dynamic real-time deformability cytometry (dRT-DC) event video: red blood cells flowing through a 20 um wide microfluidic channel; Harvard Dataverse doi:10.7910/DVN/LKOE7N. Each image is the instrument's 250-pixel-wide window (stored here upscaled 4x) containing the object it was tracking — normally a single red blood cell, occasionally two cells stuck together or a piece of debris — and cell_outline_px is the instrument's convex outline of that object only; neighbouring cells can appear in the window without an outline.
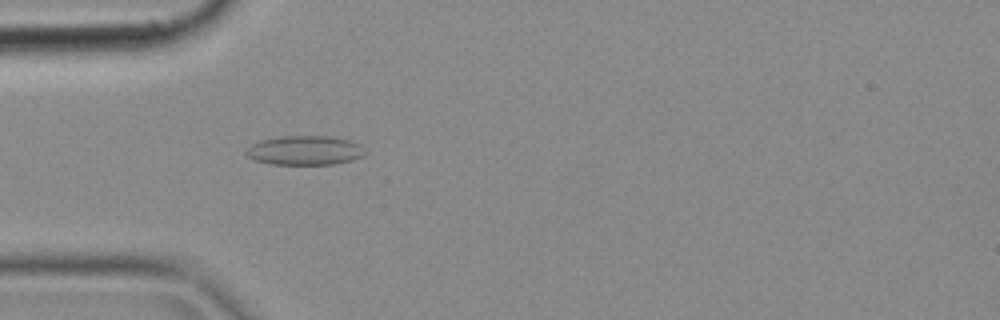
{"species": "common noctule bat (a hibernating species)", "species_latin": "Nyctalus noctula", "temperature_condition": "cold", "stored_images_in_passage": 49, "camera_frame_rate_fps": 3000, "um_per_image_px": 0.085, "animal": {"sex": "female", "body_mass_g": 18.4}, "frame": {"image": 1, "passage_image": 14, "time_ms": 4.333, "image_size_px": [1000, 320], "cell_outline_px": [[368, 152], [364, 156], [352, 160], [332, 164], [272, 164], [256, 160], [248, 156], [244, 152], [252, 144], [260, 140], [284, 136], [328, 136], [348, 140], [360, 144]], "centroid_in_image_um": [25.95, 12.78], "position_along_channel_um": 59.1, "area_um2": 20.23}}
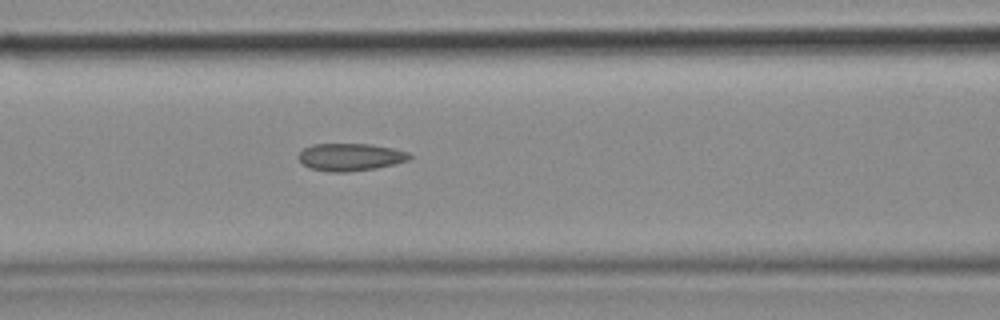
{"frame": {"image": 2, "passage_image": 20, "time_ms": 6.333, "image_size_px": [1000, 320], "cell_outline_px": [[412, 160], [376, 168], [348, 172], [328, 172], [308, 168], [296, 156], [304, 148], [312, 144], [372, 144], [392, 148], [408, 152], [412, 156]], "centroid_in_image_um": [29.79, 13.35], "position_along_channel_um": 136.8, "area_um2": 17.98}}
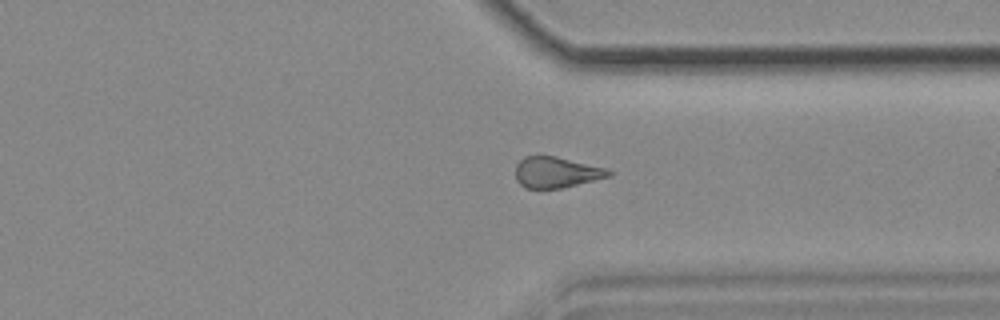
{"frame": {"image": 3, "passage_image": 37, "time_ms": 12.0, "image_size_px": [1000, 320], "cell_outline_px": [[616, 172], [612, 176], [560, 188], [524, 188], [516, 180], [516, 164], [524, 156], [540, 152], [608, 168]], "centroid_in_image_um": [47.3, 14.59], "position_along_channel_um": 364.1, "area_um2": 17.46}}